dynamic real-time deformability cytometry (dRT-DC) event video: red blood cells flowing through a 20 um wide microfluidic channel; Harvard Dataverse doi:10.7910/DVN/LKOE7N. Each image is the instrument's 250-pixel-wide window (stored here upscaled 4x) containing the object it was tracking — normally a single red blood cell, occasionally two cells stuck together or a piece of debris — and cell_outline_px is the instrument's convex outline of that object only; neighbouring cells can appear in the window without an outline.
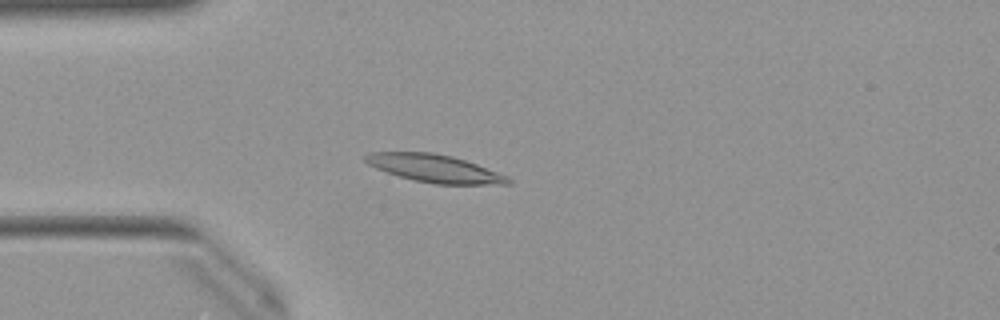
{"species": "Egyptian fruit bat (a non-hibernating species)", "species_latin": "Rousettus aegyptiacus", "temperature_condition": "warm", "stored_images_in_passage": 51, "camera_frame_rate_fps": 3000, "um_per_image_px": 0.085, "animal": {"sex": "female"}, "frame": {"image": 1, "passage_image": 14, "time_ms": 4.333, "image_size_px": [1000, 320], "cell_outline_px": [[512, 184], [432, 184], [412, 180], [376, 168], [368, 164], [364, 160], [364, 156], [368, 152], [432, 152], [452, 156], [476, 164], [508, 176], [512, 180]], "centroid_in_image_um": [36.94, 14.32], "position_along_channel_um": 48.1, "area_um2": 23.0}}
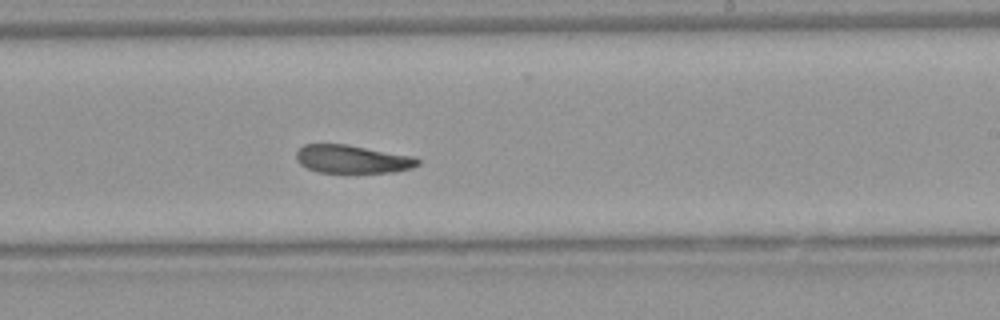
{"frame": {"image": 2, "passage_image": 31, "time_ms": 10.0, "image_size_px": [1000, 320], "cell_outline_px": [[420, 164], [412, 168], [396, 172], [320, 172], [308, 168], [300, 164], [296, 160], [296, 152], [304, 144], [348, 144], [416, 156], [420, 160]], "centroid_in_image_um": [30.0, 13.51], "position_along_channel_um": 259.0, "area_um2": 20.11}}
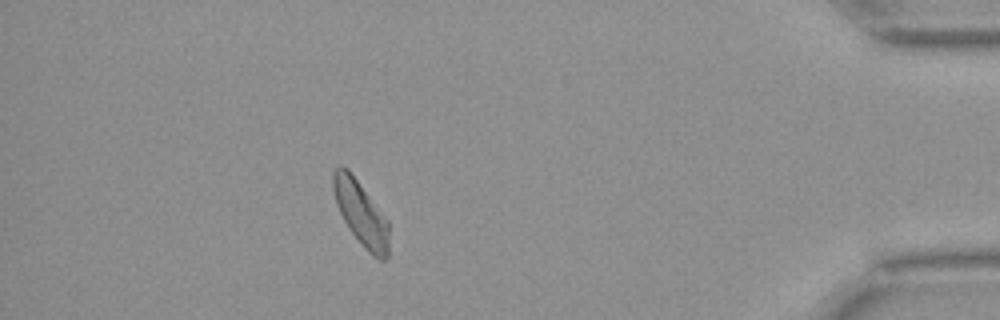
{"frame": {"image": 3, "passage_image": 46, "time_ms": 15.0, "image_size_px": [1000, 320], "cell_outline_px": [[388, 260], [380, 260], [372, 256], [364, 248], [352, 232], [344, 220], [336, 204], [332, 188], [332, 172], [340, 164], [348, 168], [388, 220]], "centroid_in_image_um": [30.67, 18.11], "position_along_channel_um": 404.5, "area_um2": 20.92}, "authors_computed_cell_mechanics": {"area_um2": 21.3282, "velocity_mm_per_s": 3.9503, "shape_relaxation_time_tau1_ms": 7.8827, "shape_relaxation_time_tau2_ms": 4.5473, "deformation_change_tau1": 0.1846, "deformation_change_tau2": 0.1285}}